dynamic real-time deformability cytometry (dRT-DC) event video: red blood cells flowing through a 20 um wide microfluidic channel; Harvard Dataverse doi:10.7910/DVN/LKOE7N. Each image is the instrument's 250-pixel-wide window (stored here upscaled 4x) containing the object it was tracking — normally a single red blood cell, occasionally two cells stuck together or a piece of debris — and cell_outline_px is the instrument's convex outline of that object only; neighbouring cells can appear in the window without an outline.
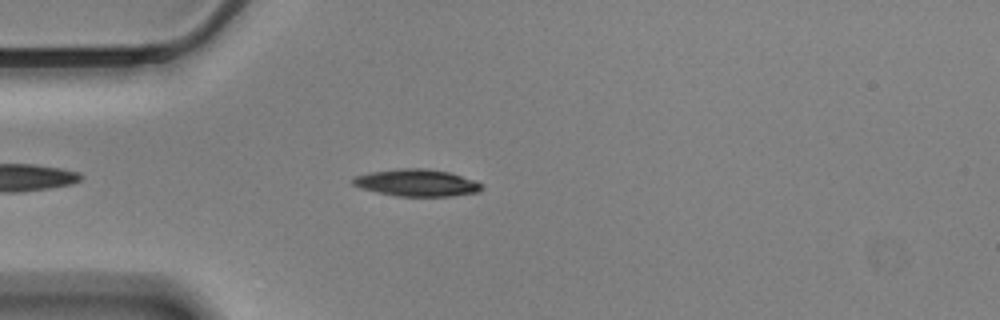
{"species": "Egyptian fruit bat (a non-hibernating species)", "species_latin": "Rousettus aegyptiacus", "temperature_condition": "cold", "stored_images_in_passage": 48, "camera_frame_rate_fps": 3000, "um_per_image_px": 0.085, "animal": {"sex": "male"}, "frame": {"image": 1, "passage_image": 6, "time_ms": 1.667, "image_size_px": [1000, 320], "cell_outline_px": [[480, 192], [452, 196], [396, 196], [376, 192], [360, 188], [352, 184], [352, 176], [368, 172], [400, 168], [428, 168], [448, 172], [472, 180], [480, 184]], "centroid_in_image_um": [35.33, 15.53], "position_along_channel_um": 49.7, "area_um2": 20.29}}
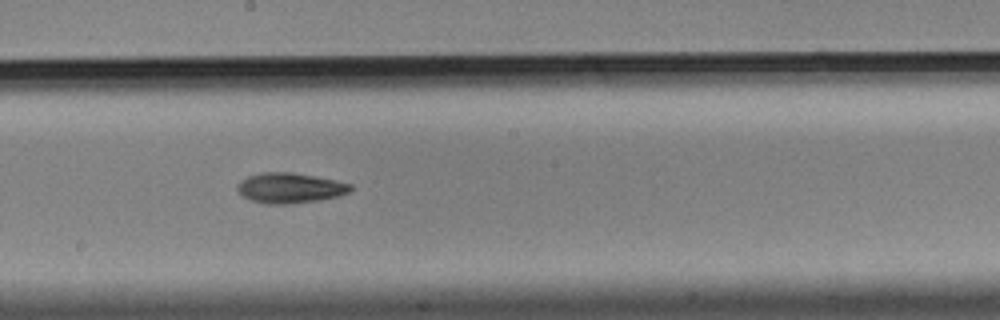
{"frame": {"image": 2, "passage_image": 22, "time_ms": 7.0, "image_size_px": [1000, 320], "cell_outline_px": [[352, 188], [348, 192], [340, 196], [320, 200], [292, 204], [268, 204], [252, 200], [244, 196], [236, 188], [240, 180], [248, 176], [264, 172], [292, 172], [352, 184]], "centroid_in_image_um": [24.64, 15.98], "position_along_channel_um": 223.6, "area_um2": 19.77}}
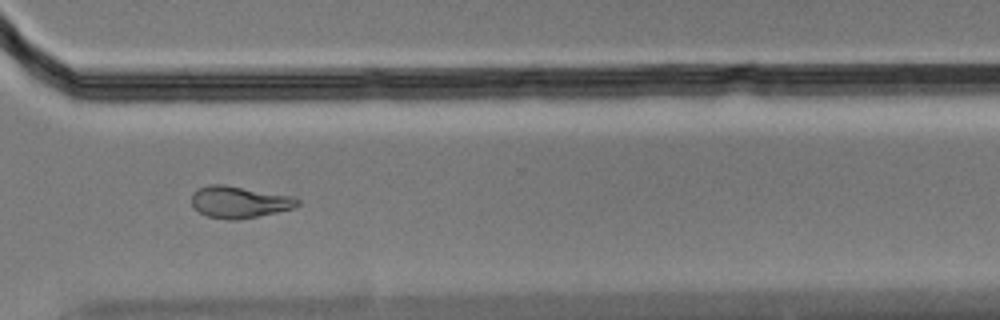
{"frame": {"image": 3, "passage_image": 33, "time_ms": 10.667, "image_size_px": [1000, 320], "cell_outline_px": [[300, 204], [292, 208], [276, 212], [236, 220], [232, 220], [208, 216], [192, 208], [192, 192], [208, 184], [224, 184], [296, 196], [300, 200]], "centroid_in_image_um": [20.35, 17.15], "position_along_channel_um": 350.3, "area_um2": 19.71}, "authors_computed_cell_mechanics": {"area_um2": 19.7965, "velocity_mm_per_s": 3.4643, "shape_relaxation_time_tau1_ms": 6.8812, "shape_relaxation_time_tau2_ms": null, "deformation_change_tau1": 0.1763, "deformation_change_tau2": null}}